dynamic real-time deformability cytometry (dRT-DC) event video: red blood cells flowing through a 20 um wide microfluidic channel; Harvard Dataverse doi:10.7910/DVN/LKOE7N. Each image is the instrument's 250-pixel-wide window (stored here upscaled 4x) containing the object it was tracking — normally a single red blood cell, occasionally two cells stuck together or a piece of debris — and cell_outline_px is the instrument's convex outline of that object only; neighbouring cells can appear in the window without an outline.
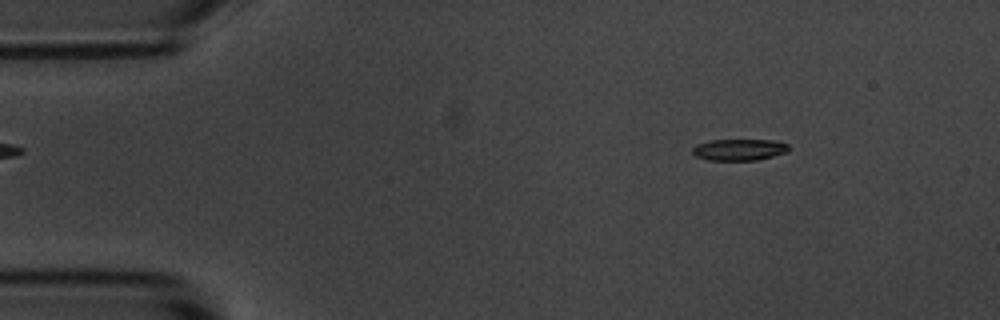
{"species": "common noctule bat (a hibernating species)", "species_latin": "Nyctalus noctula", "temperature_condition": "room temperature", "stored_images_in_passage": 6, "camera_frame_rate_fps": 3000, "um_per_image_px": 0.085, "animal": {"sex": "male", "body_mass_g": 20.1, "forearm_length_mm": 53.5}, "frame": {"image": 1, "passage_image": 2, "time_ms": 1.333, "image_size_px": [1000, 320], "cell_outline_px": [[788, 152], [756, 160], [708, 160], [696, 156], [692, 152], [692, 148], [696, 144], [712, 140], [772, 140], [788, 144]], "centroid_in_image_um": [62.81, 12.72], "position_along_channel_um": 22.2, "area_um2": 11.96}}
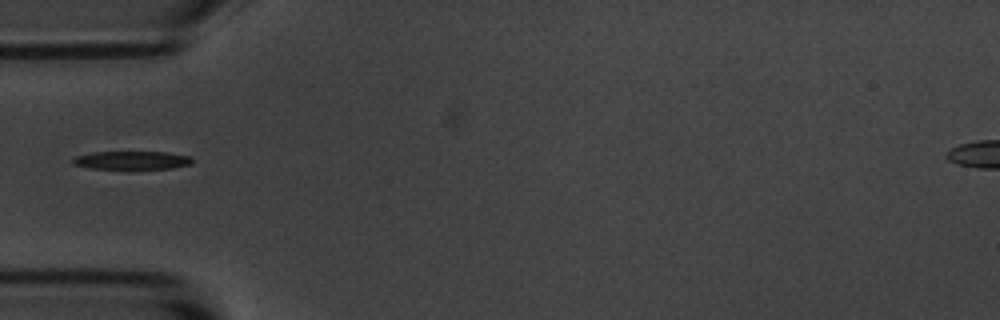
{"frame": {"image": 2, "passage_image": 5, "time_ms": 4.667, "image_size_px": [1000, 320], "cell_outline_px": [[192, 164], [172, 168], [88, 168], [72, 164], [72, 160], [76, 156], [92, 152], [168, 152], [192, 156]], "centroid_in_image_um": [11.23, 13.61], "position_along_channel_um": 73.8, "area_um2": 12.6}}